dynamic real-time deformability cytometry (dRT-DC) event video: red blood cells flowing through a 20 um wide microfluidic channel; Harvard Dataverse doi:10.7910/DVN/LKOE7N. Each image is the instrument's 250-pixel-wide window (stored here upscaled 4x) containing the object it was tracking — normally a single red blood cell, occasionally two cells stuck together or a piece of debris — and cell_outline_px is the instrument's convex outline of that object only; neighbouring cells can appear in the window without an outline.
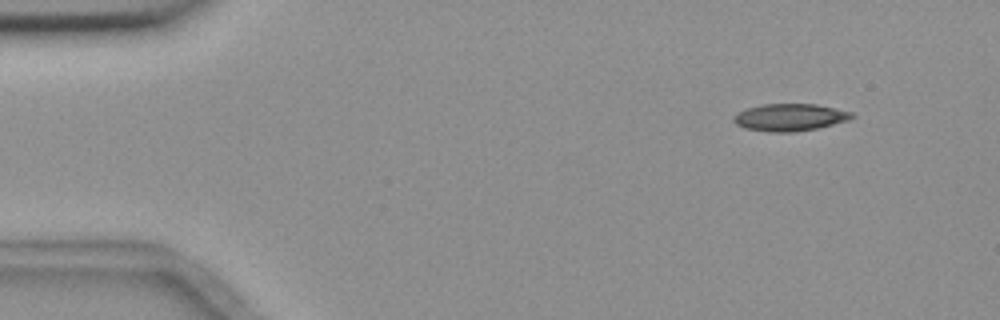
{"species": "common noctule bat (a hibernating species)", "species_latin": "Nyctalus noctula", "temperature_condition": "room temperature", "stored_images_in_passage": 5, "camera_frame_rate_fps": 3000, "um_per_image_px": 0.085, "animal": {"sex": "female", "body_mass_g": 18.4}, "frame": {"image": 1, "passage_image": 2, "time_ms": 1.0, "image_size_px": [1000, 320], "cell_outline_px": [[856, 116], [848, 120], [816, 128], [796, 132], [768, 132], [744, 128], [736, 124], [732, 120], [732, 116], [736, 112], [760, 104], [816, 104], [852, 112]], "centroid_in_image_um": [67.09, 9.97], "position_along_channel_um": 17.9, "area_um2": 18.84}}